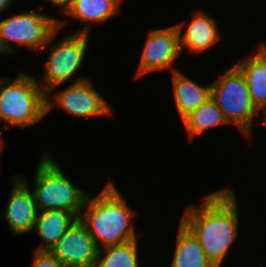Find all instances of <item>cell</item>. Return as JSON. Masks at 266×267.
Masks as SVG:
<instances>
[{
	"label": "cell",
	"mask_w": 266,
	"mask_h": 267,
	"mask_svg": "<svg viewBox=\"0 0 266 267\" xmlns=\"http://www.w3.org/2000/svg\"><path fill=\"white\" fill-rule=\"evenodd\" d=\"M123 0H70L63 11L81 22L102 23L118 14Z\"/></svg>",
	"instance_id": "obj_17"
},
{
	"label": "cell",
	"mask_w": 266,
	"mask_h": 267,
	"mask_svg": "<svg viewBox=\"0 0 266 267\" xmlns=\"http://www.w3.org/2000/svg\"><path fill=\"white\" fill-rule=\"evenodd\" d=\"M52 3L55 6H61V11H64L69 4L70 0H46V2ZM63 7V8H62ZM63 9V10H62Z\"/></svg>",
	"instance_id": "obj_21"
},
{
	"label": "cell",
	"mask_w": 266,
	"mask_h": 267,
	"mask_svg": "<svg viewBox=\"0 0 266 267\" xmlns=\"http://www.w3.org/2000/svg\"><path fill=\"white\" fill-rule=\"evenodd\" d=\"M179 31L180 47L190 52L201 53L220 40L216 21L205 12H196L183 33L184 24H176Z\"/></svg>",
	"instance_id": "obj_12"
},
{
	"label": "cell",
	"mask_w": 266,
	"mask_h": 267,
	"mask_svg": "<svg viewBox=\"0 0 266 267\" xmlns=\"http://www.w3.org/2000/svg\"><path fill=\"white\" fill-rule=\"evenodd\" d=\"M66 21L31 11L12 15L0 21V53L15 54L18 45L40 53Z\"/></svg>",
	"instance_id": "obj_5"
},
{
	"label": "cell",
	"mask_w": 266,
	"mask_h": 267,
	"mask_svg": "<svg viewBox=\"0 0 266 267\" xmlns=\"http://www.w3.org/2000/svg\"><path fill=\"white\" fill-rule=\"evenodd\" d=\"M31 267H66L49 251L34 252L33 263Z\"/></svg>",
	"instance_id": "obj_20"
},
{
	"label": "cell",
	"mask_w": 266,
	"mask_h": 267,
	"mask_svg": "<svg viewBox=\"0 0 266 267\" xmlns=\"http://www.w3.org/2000/svg\"><path fill=\"white\" fill-rule=\"evenodd\" d=\"M261 111L262 110V112H263V117H264V119H266V105H263V106H261L259 109H258V111ZM266 121H264V123H265Z\"/></svg>",
	"instance_id": "obj_23"
},
{
	"label": "cell",
	"mask_w": 266,
	"mask_h": 267,
	"mask_svg": "<svg viewBox=\"0 0 266 267\" xmlns=\"http://www.w3.org/2000/svg\"><path fill=\"white\" fill-rule=\"evenodd\" d=\"M89 29L86 26L80 31L68 34L56 45L53 44L44 66V82H38L46 92V97L56 87L72 78L81 67L87 51Z\"/></svg>",
	"instance_id": "obj_7"
},
{
	"label": "cell",
	"mask_w": 266,
	"mask_h": 267,
	"mask_svg": "<svg viewBox=\"0 0 266 267\" xmlns=\"http://www.w3.org/2000/svg\"><path fill=\"white\" fill-rule=\"evenodd\" d=\"M51 101L46 97V113L51 107L63 108L67 114L89 118L110 115V103L94 88L93 83L86 77H79L73 83L54 94Z\"/></svg>",
	"instance_id": "obj_8"
},
{
	"label": "cell",
	"mask_w": 266,
	"mask_h": 267,
	"mask_svg": "<svg viewBox=\"0 0 266 267\" xmlns=\"http://www.w3.org/2000/svg\"><path fill=\"white\" fill-rule=\"evenodd\" d=\"M236 198L230 187L215 191L203 197L201 208L188 206L181 219L215 267L221 266L238 236L239 214Z\"/></svg>",
	"instance_id": "obj_1"
},
{
	"label": "cell",
	"mask_w": 266,
	"mask_h": 267,
	"mask_svg": "<svg viewBox=\"0 0 266 267\" xmlns=\"http://www.w3.org/2000/svg\"><path fill=\"white\" fill-rule=\"evenodd\" d=\"M258 49L234 64L244 75L251 100L257 109L266 105V45L262 43Z\"/></svg>",
	"instance_id": "obj_13"
},
{
	"label": "cell",
	"mask_w": 266,
	"mask_h": 267,
	"mask_svg": "<svg viewBox=\"0 0 266 267\" xmlns=\"http://www.w3.org/2000/svg\"><path fill=\"white\" fill-rule=\"evenodd\" d=\"M171 267H215L206 257L199 241L180 221Z\"/></svg>",
	"instance_id": "obj_16"
},
{
	"label": "cell",
	"mask_w": 266,
	"mask_h": 267,
	"mask_svg": "<svg viewBox=\"0 0 266 267\" xmlns=\"http://www.w3.org/2000/svg\"><path fill=\"white\" fill-rule=\"evenodd\" d=\"M4 140L0 137V154L2 153V150L4 148ZM1 156V155H0Z\"/></svg>",
	"instance_id": "obj_24"
},
{
	"label": "cell",
	"mask_w": 266,
	"mask_h": 267,
	"mask_svg": "<svg viewBox=\"0 0 266 267\" xmlns=\"http://www.w3.org/2000/svg\"><path fill=\"white\" fill-rule=\"evenodd\" d=\"M211 99L228 124L236 125L245 136H252L253 119L258 115V109L251 100L244 75L235 65L211 83Z\"/></svg>",
	"instance_id": "obj_6"
},
{
	"label": "cell",
	"mask_w": 266,
	"mask_h": 267,
	"mask_svg": "<svg viewBox=\"0 0 266 267\" xmlns=\"http://www.w3.org/2000/svg\"><path fill=\"white\" fill-rule=\"evenodd\" d=\"M46 114V92L36 78L23 72L13 81L0 77V121L5 129L32 126Z\"/></svg>",
	"instance_id": "obj_3"
},
{
	"label": "cell",
	"mask_w": 266,
	"mask_h": 267,
	"mask_svg": "<svg viewBox=\"0 0 266 267\" xmlns=\"http://www.w3.org/2000/svg\"><path fill=\"white\" fill-rule=\"evenodd\" d=\"M13 0H0V13L7 9Z\"/></svg>",
	"instance_id": "obj_22"
},
{
	"label": "cell",
	"mask_w": 266,
	"mask_h": 267,
	"mask_svg": "<svg viewBox=\"0 0 266 267\" xmlns=\"http://www.w3.org/2000/svg\"><path fill=\"white\" fill-rule=\"evenodd\" d=\"M33 230L39 234L44 245L36 248V251H50L59 241L64 233L79 219L69 211L64 210H42L38 212Z\"/></svg>",
	"instance_id": "obj_14"
},
{
	"label": "cell",
	"mask_w": 266,
	"mask_h": 267,
	"mask_svg": "<svg viewBox=\"0 0 266 267\" xmlns=\"http://www.w3.org/2000/svg\"><path fill=\"white\" fill-rule=\"evenodd\" d=\"M49 252L66 267H94L99 248L78 219Z\"/></svg>",
	"instance_id": "obj_10"
},
{
	"label": "cell",
	"mask_w": 266,
	"mask_h": 267,
	"mask_svg": "<svg viewBox=\"0 0 266 267\" xmlns=\"http://www.w3.org/2000/svg\"><path fill=\"white\" fill-rule=\"evenodd\" d=\"M172 81L174 101L182 120L211 98V83L205 87L198 85L179 70L172 72Z\"/></svg>",
	"instance_id": "obj_15"
},
{
	"label": "cell",
	"mask_w": 266,
	"mask_h": 267,
	"mask_svg": "<svg viewBox=\"0 0 266 267\" xmlns=\"http://www.w3.org/2000/svg\"><path fill=\"white\" fill-rule=\"evenodd\" d=\"M39 160L32 191L38 210H64L79 217L89 194L74 186L48 152Z\"/></svg>",
	"instance_id": "obj_4"
},
{
	"label": "cell",
	"mask_w": 266,
	"mask_h": 267,
	"mask_svg": "<svg viewBox=\"0 0 266 267\" xmlns=\"http://www.w3.org/2000/svg\"><path fill=\"white\" fill-rule=\"evenodd\" d=\"M138 239L99 249L94 267H138Z\"/></svg>",
	"instance_id": "obj_19"
},
{
	"label": "cell",
	"mask_w": 266,
	"mask_h": 267,
	"mask_svg": "<svg viewBox=\"0 0 266 267\" xmlns=\"http://www.w3.org/2000/svg\"><path fill=\"white\" fill-rule=\"evenodd\" d=\"M12 180L13 188L3 219L7 220L13 234L20 235L33 231L39 210L27 185L28 180L22 175L13 176Z\"/></svg>",
	"instance_id": "obj_11"
},
{
	"label": "cell",
	"mask_w": 266,
	"mask_h": 267,
	"mask_svg": "<svg viewBox=\"0 0 266 267\" xmlns=\"http://www.w3.org/2000/svg\"><path fill=\"white\" fill-rule=\"evenodd\" d=\"M182 121L191 139L202 134L208 128L228 124L222 111L211 98L192 111Z\"/></svg>",
	"instance_id": "obj_18"
},
{
	"label": "cell",
	"mask_w": 266,
	"mask_h": 267,
	"mask_svg": "<svg viewBox=\"0 0 266 267\" xmlns=\"http://www.w3.org/2000/svg\"><path fill=\"white\" fill-rule=\"evenodd\" d=\"M123 194L113 182H109L97 196L88 195L79 219L86 226L98 248L101 249L138 239L132 225L135 210H132Z\"/></svg>",
	"instance_id": "obj_2"
},
{
	"label": "cell",
	"mask_w": 266,
	"mask_h": 267,
	"mask_svg": "<svg viewBox=\"0 0 266 267\" xmlns=\"http://www.w3.org/2000/svg\"><path fill=\"white\" fill-rule=\"evenodd\" d=\"M181 53L179 31L176 25L150 31L141 55L136 78L155 70L177 71L173 65Z\"/></svg>",
	"instance_id": "obj_9"
}]
</instances>
